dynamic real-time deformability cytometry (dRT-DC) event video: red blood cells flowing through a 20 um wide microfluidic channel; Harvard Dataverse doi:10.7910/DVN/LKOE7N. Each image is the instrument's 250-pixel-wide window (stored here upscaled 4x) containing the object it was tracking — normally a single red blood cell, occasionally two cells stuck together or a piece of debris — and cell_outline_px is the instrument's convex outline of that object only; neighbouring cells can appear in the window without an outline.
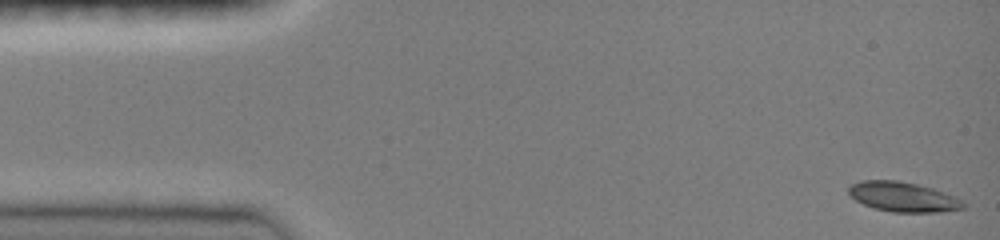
{"species": "common noctule bat (a hibernating species)", "species_latin": "Nyctalus noctula", "temperature_condition": "room temperature", "stored_images_in_passage": 42, "camera_frame_rate_fps": 3000, "um_per_image_px": 0.085, "animal": {"sex": "female", "body_mass_g": 19.0, "forearm_length_mm": 51.5}, "frame": {"image": 1, "passage_image": 1, "time_ms": 0.0, "image_size_px": [1000, 240], "cell_outline_px": [[964, 208], [944, 212], [892, 212], [872, 208], [856, 200], [848, 192], [848, 188], [852, 184], [864, 180], [896, 180], [916, 184], [932, 188], [952, 196], [960, 200], [964, 204]], "centroid_in_image_um": [76.73, 16.74], "position_along_channel_um": 8.3, "area_um2": 19.65}}
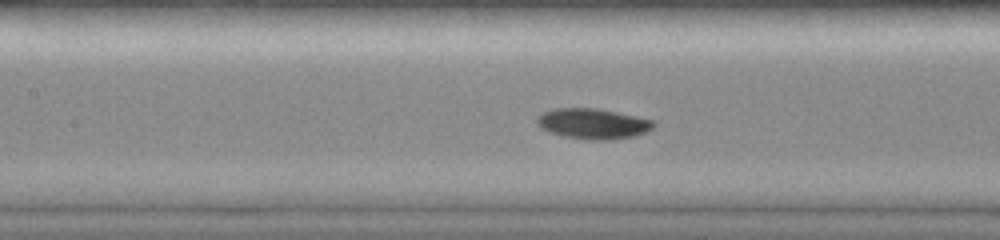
{"frame": {"image": 2, "passage_image": 20, "time_ms": 6.667, "image_size_px": [1000, 240], "cell_outline_px": [[656, 124], [652, 128], [636, 136], [612, 140], [592, 140], [564, 136], [548, 132], [540, 128], [536, 124], [536, 116], [552, 108], [596, 108], [656, 120]], "centroid_in_image_um": [50.38, 10.51], "position_along_channel_um": 157.0, "area_um2": 20.92}}
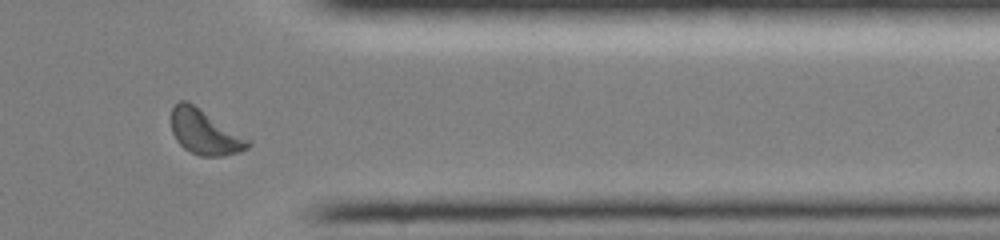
{"frame": {"image": 3, "passage_image": 37, "time_ms": 12.667, "image_size_px": [1000, 240], "cell_outline_px": [[252, 144], [248, 148], [240, 152], [220, 156], [200, 156], [184, 148], [176, 140], [172, 132], [172, 108], [180, 100], [188, 100], [252, 140]], "centroid_in_image_um": [17.44, 11.22], "position_along_channel_um": 394.0, "area_um2": 20.23}, "authors_computed_cell_mechanics": {"area_um2": 19.8543, "velocity_mm_per_s": 3.9737, "shape_relaxation_time_tau1_ms": 3.4179, "shape_relaxation_time_tau2_ms": null, "deformation_change_tau1": 0.1321, "deformation_change_tau2": null}}